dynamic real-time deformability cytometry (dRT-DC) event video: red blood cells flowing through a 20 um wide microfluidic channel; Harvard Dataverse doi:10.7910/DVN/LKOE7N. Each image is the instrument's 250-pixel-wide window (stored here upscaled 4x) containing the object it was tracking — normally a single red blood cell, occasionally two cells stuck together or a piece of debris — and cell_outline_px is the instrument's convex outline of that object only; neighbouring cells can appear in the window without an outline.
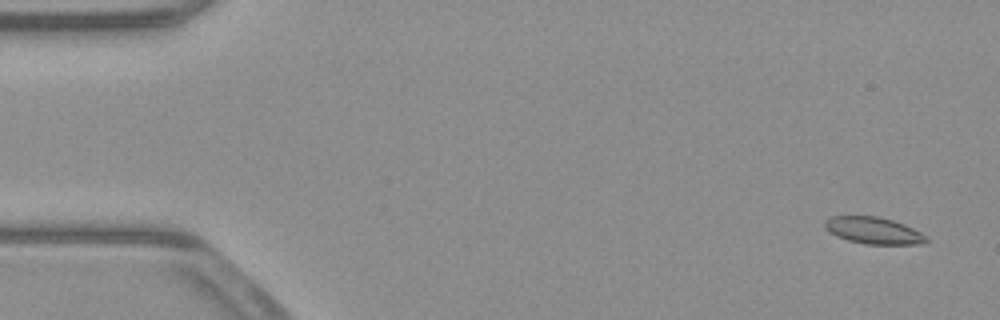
{"species": "common noctule bat (a hibernating species)", "species_latin": "Nyctalus noctula", "temperature_condition": "warm", "stored_images_in_passage": 54, "camera_frame_rate_fps": 3000, "um_per_image_px": 0.085, "animal": {"sex": "male", "body_mass_g": 23.1, "forearm_length_mm": 52.7}, "frame": {"image": 1, "passage_image": 3, "time_ms": 0.667, "image_size_px": [1000, 320], "cell_outline_px": [[932, 240], [924, 244], [864, 244], [848, 240], [836, 236], [824, 228], [824, 220], [832, 216], [880, 216], [904, 224], [928, 236]], "centroid_in_image_um": [74.28, 19.6], "position_along_channel_um": 10.7, "area_um2": 16.07}}
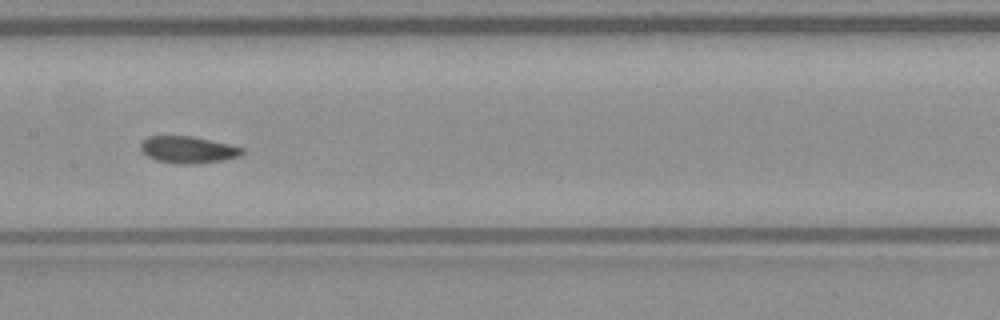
{"frame": {"image": 2, "passage_image": 27, "time_ms": 8.667, "image_size_px": [1000, 320], "cell_outline_px": [[244, 152], [240, 156], [224, 160], [200, 164], [172, 164], [156, 160], [148, 156], [140, 148], [140, 144], [148, 136], [192, 136], [228, 144], [244, 148]], "centroid_in_image_um": [15.99, 12.74], "position_along_channel_um": 191.4, "area_um2": 16.01}}
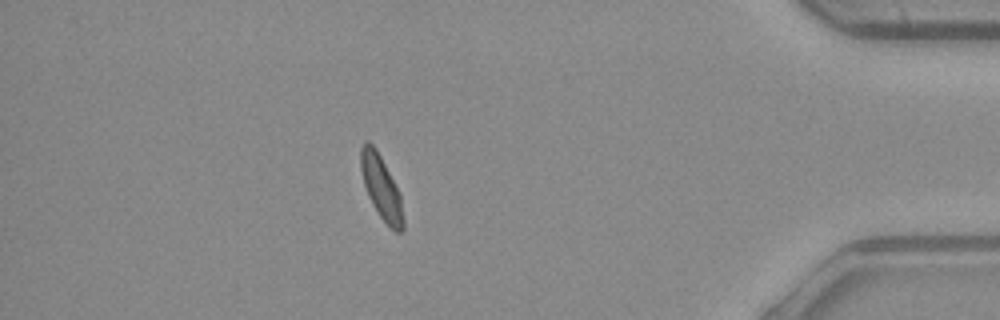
{"frame": {"image": 3, "passage_image": 47, "time_ms": 15.333, "image_size_px": [1000, 320], "cell_outline_px": [[404, 228], [400, 232], [396, 232], [380, 216], [372, 204], [368, 196], [364, 184], [360, 168], [360, 148], [364, 140], [368, 140], [376, 148], [400, 196], [404, 220]], "centroid_in_image_um": [32.37, 15.9], "position_along_channel_um": 402.8, "area_um2": 15.37}, "authors_computed_cell_mechanics": {"area_um2": 16.0106, "velocity_mm_per_s": 3.9112, "shape_relaxation_time_tau1_ms": null, "shape_relaxation_time_tau2_ms": 2.4898, "deformation_change_tau1": null, "deformation_change_tau2": 0.0703}}